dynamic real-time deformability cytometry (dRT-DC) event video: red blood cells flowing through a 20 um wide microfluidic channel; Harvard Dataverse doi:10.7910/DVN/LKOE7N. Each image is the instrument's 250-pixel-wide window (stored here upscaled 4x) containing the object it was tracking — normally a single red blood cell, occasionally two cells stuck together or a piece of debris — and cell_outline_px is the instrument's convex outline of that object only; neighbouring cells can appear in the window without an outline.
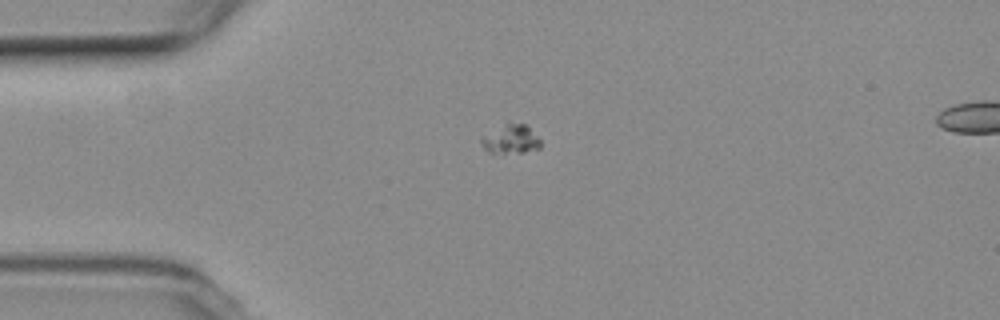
{"species": "common noctule bat (a hibernating species)", "species_latin": "Nyctalus noctula", "temperature_condition": "room temperature", "stored_images_in_passage": 3, "camera_frame_rate_fps": 3000, "um_per_image_px": 0.085, "animal": {"sex": "female", "body_mass_g": 19.3, "forearm_length_mm": 54.1}, "frame": {"image": 1, "passage_image": 2, "time_ms": 1.0, "image_size_px": [1000, 320], "cell_outline_px": [[540, 148], [524, 152], [488, 152], [484, 148], [480, 140], [480, 136], [508, 120], [524, 124], [540, 140]], "centroid_in_image_um": [43.36, 11.78], "position_along_channel_um": 41.6, "area_um2": 10.12}}